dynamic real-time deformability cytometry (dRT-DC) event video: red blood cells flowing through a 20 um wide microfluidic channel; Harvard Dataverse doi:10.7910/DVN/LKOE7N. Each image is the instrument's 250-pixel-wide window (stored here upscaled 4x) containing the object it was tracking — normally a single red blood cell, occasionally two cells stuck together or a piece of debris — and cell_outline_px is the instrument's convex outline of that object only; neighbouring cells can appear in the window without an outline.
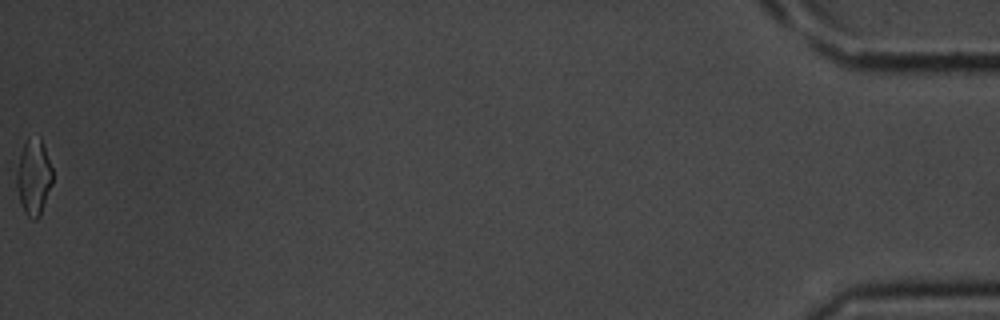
{"species": "common noctule bat (a hibernating species)", "species_latin": "Nyctalus noctula", "temperature_condition": "room temperature", "stored_images_in_passage": 27, "camera_frame_rate_fps": 3000, "um_per_image_px": 0.085, "animal": {"sex": "male", "body_mass_g": 20.1, "forearm_length_mm": 53.5}, "frame": {"image": 1, "passage_image": 27, "time_ms": 8.667, "image_size_px": [1000, 320], "cell_outline_px": [[52, 184], [40, 216], [36, 220], [32, 220], [24, 212], [16, 188], [16, 172], [20, 156], [24, 144], [28, 140], [40, 136], [52, 168]], "centroid_in_image_um": [2.87, 15.1], "position_along_channel_um": 432.3, "area_um2": 15.72}}